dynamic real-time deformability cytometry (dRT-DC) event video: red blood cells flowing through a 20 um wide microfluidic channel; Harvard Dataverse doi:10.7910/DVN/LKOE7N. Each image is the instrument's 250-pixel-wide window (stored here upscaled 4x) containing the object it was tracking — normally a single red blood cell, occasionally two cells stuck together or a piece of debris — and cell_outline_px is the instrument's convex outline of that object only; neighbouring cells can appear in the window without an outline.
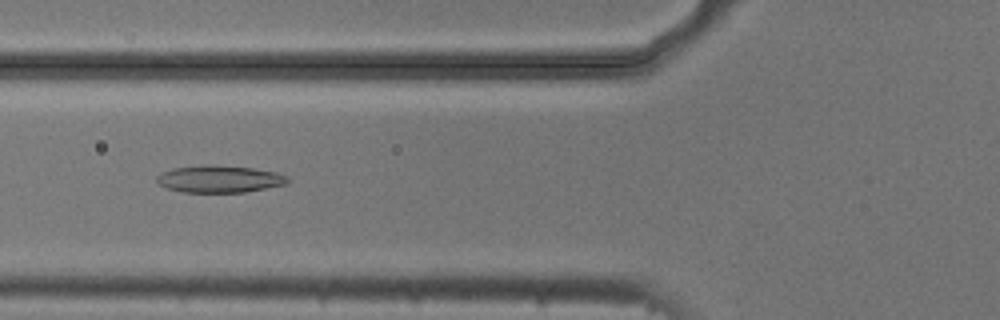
{"species": "common noctule bat (a hibernating species)", "species_latin": "Nyctalus noctula", "temperature_condition": "cold", "stored_images_in_passage": 54, "camera_frame_rate_fps": 3000, "um_per_image_px": 0.085, "animal": {"sex": "male", "body_mass_g": 20.5, "forearm_length_mm": 52.5}, "frame": {"image": 1, "passage_image": 20, "time_ms": 6.333, "image_size_px": [1000, 320], "cell_outline_px": [[288, 184], [244, 192], [184, 192], [168, 188], [160, 184], [156, 180], [156, 176], [160, 172], [172, 168], [204, 164], [208, 164], [252, 168], [276, 172], [288, 176]], "centroid_in_image_um": [18.64, 15.2], "position_along_channel_um": 107.2, "area_um2": 20.75}}
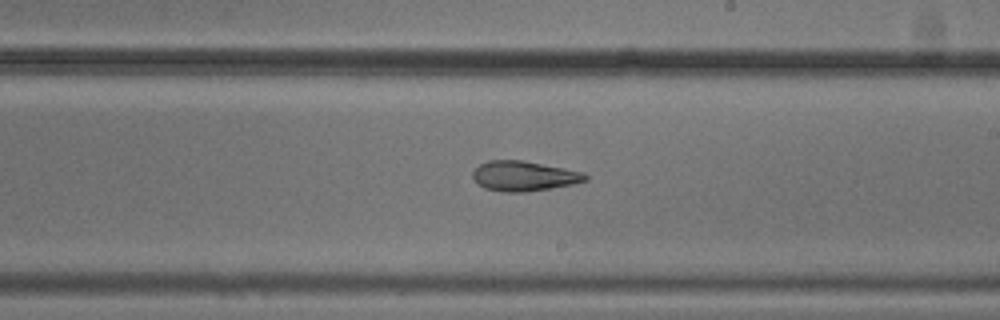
{"frame": {"image": 2, "passage_image": 31, "time_ms": 10.0, "image_size_px": [1000, 320], "cell_outline_px": [[588, 180], [572, 184], [528, 192], [504, 192], [484, 188], [472, 176], [472, 172], [480, 164], [488, 160], [520, 160], [584, 172], [588, 176]], "centroid_in_image_um": [44.53, 14.97], "position_along_channel_um": 244.5, "area_um2": 19.48}}
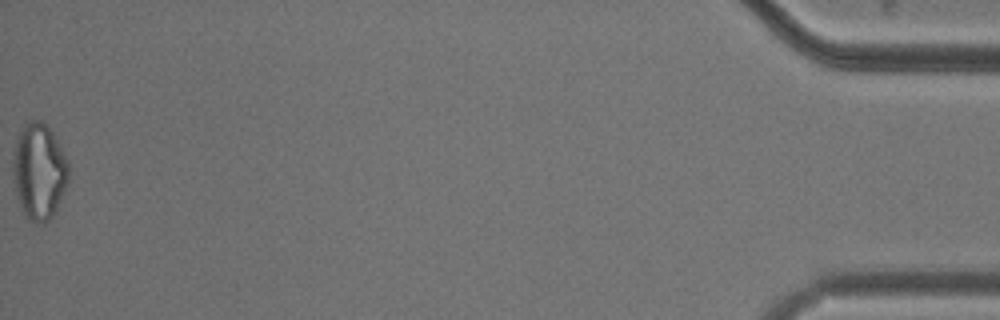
{"frame": {"image": 3, "passage_image": 54, "time_ms": 17.667, "image_size_px": [1000, 320], "cell_outline_px": [[68, 180], [56, 208], [52, 216], [44, 224], [36, 224], [24, 216], [16, 192], [12, 172], [12, 152], [16, 140], [20, 132], [28, 120], [40, 120], [52, 132], [68, 160]], "centroid_in_image_um": [3.29, 14.57], "position_along_channel_um": 431.9, "area_um2": 31.1}, "authors_computed_cell_mechanics": {"area_um2": 23.1489, "velocity_mm_per_s": 3.7265, "shape_relaxation_time_tau1_ms": 4.404, "shape_relaxation_time_tau2_ms": 4.6731, "deformation_change_tau1": 0.1418, "deformation_change_tau2": 0.1547}}